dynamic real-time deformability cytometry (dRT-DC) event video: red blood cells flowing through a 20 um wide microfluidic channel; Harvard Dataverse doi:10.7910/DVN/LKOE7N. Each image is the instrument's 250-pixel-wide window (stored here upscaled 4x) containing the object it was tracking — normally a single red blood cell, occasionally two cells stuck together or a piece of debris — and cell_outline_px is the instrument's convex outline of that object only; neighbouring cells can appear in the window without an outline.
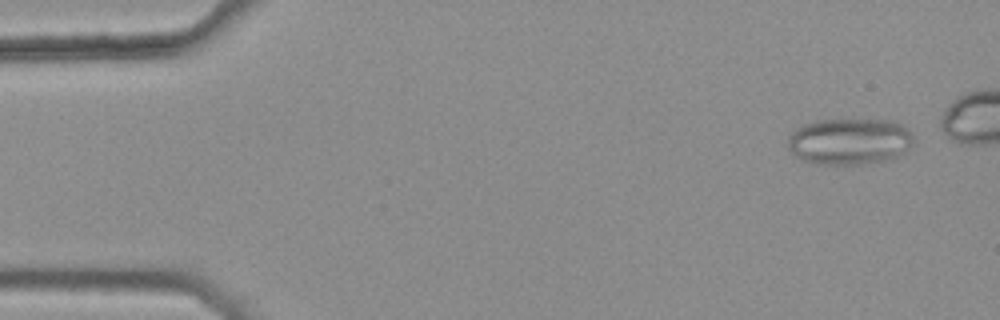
{"species": "common noctule bat (a hibernating species)", "species_latin": "Nyctalus noctula", "temperature_condition": "warm", "stored_images_in_passage": 12, "camera_frame_rate_fps": 3000, "um_per_image_px": 0.085, "animal": {"sex": "female", "body_mass_g": 25.1}, "frame": {"image": 1, "passage_image": 3, "time_ms": 0.667, "image_size_px": [1000, 320], "cell_outline_px": [[916, 140], [904, 152], [896, 156], [884, 160], [864, 164], [820, 164], [804, 160], [796, 156], [788, 148], [788, 136], [796, 128], [804, 124], [820, 120], [892, 120], [904, 124], [912, 132]], "centroid_in_image_um": [72.25, 12.0], "position_along_channel_um": 12.8, "area_um2": 34.1}}